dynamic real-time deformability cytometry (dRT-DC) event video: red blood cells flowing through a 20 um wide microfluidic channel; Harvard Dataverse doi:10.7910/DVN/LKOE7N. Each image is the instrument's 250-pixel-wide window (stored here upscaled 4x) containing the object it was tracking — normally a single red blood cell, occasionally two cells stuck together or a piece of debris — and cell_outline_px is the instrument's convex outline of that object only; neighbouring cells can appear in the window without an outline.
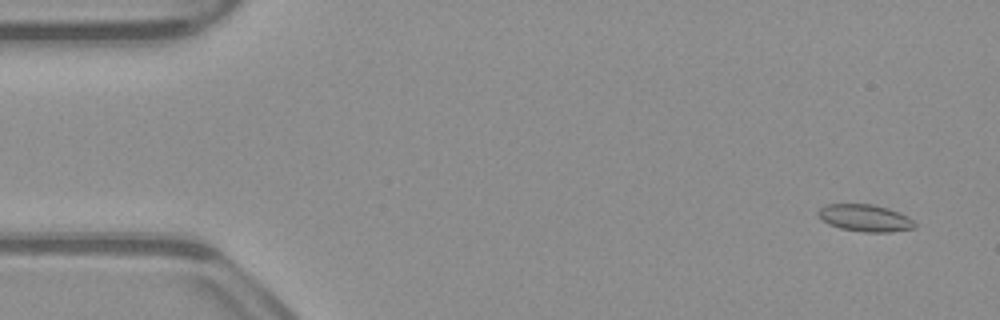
{"species": "common noctule bat (a hibernating species)", "species_latin": "Nyctalus noctula", "temperature_condition": "warm", "stored_images_in_passage": 54, "camera_frame_rate_fps": 3000, "um_per_image_px": 0.085, "animal": {"sex": "male", "body_mass_g": 23.1, "forearm_length_mm": 52.7}, "frame": {"image": 1, "passage_image": 3, "time_ms": 0.667, "image_size_px": [1000, 320], "cell_outline_px": [[916, 228], [892, 232], [864, 232], [840, 228], [828, 224], [816, 212], [820, 208], [828, 204], [872, 204], [888, 208], [900, 212], [908, 216], [916, 224]], "centroid_in_image_um": [73.57, 18.53], "position_along_channel_um": 11.4, "area_um2": 15.26}}
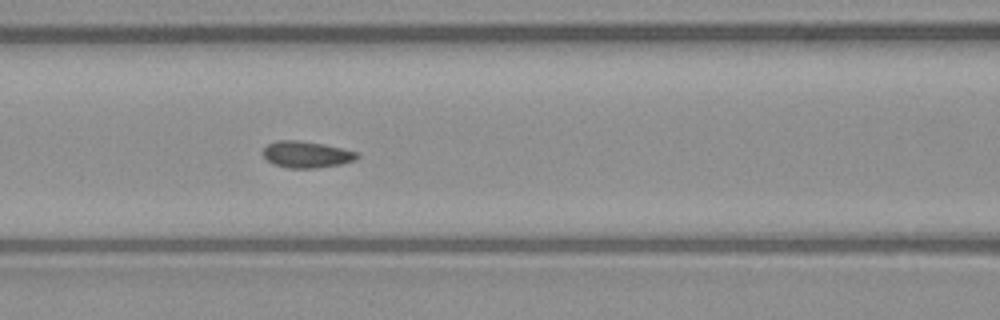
{"frame": {"image": 2, "passage_image": 22, "time_ms": 7.0, "image_size_px": [1000, 320], "cell_outline_px": [[360, 156], [356, 160], [340, 164], [316, 168], [288, 168], [272, 164], [260, 152], [268, 144], [276, 140], [296, 140], [324, 144], [356, 152]], "centroid_in_image_um": [26.01, 13.13], "position_along_channel_um": 140.6, "area_um2": 14.57}}
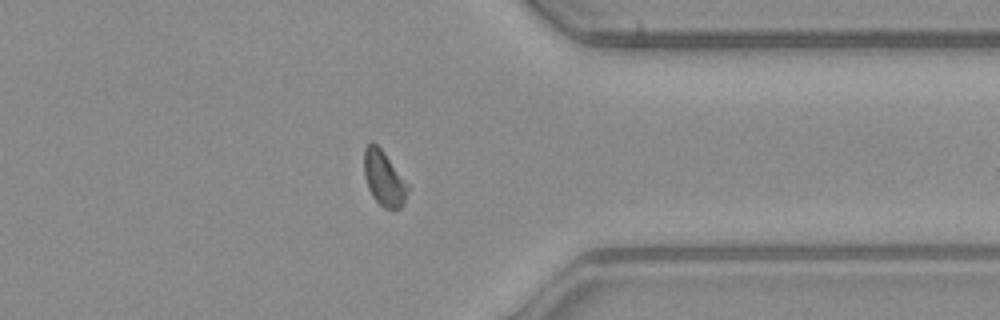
{"frame": {"image": 3, "passage_image": 41, "time_ms": 13.333, "image_size_px": [1000, 320], "cell_outline_px": [[408, 188], [404, 204], [400, 208], [384, 208], [372, 196], [368, 188], [364, 176], [364, 148], [372, 140], [384, 152], [408, 184]], "centroid_in_image_um": [32.61, 15.15], "position_along_channel_um": 378.8, "area_um2": 13.87}}